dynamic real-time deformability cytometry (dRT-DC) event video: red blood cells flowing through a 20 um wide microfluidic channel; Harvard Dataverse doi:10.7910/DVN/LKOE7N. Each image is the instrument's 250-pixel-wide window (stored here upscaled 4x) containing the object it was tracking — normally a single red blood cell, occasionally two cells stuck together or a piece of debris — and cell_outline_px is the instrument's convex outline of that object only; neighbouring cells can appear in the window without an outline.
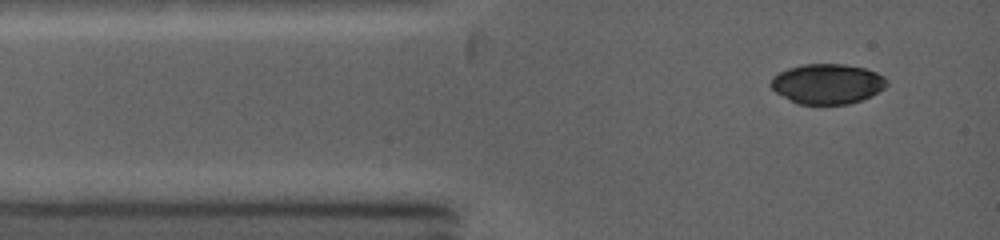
{"species": "common noctule bat (a hibernating species)", "species_latin": "Nyctalus noctula", "temperature_condition": "warm", "stored_images_in_passage": 3, "camera_frame_rate_fps": 5000, "um_per_image_px": 0.085, "animal": {"sex": "female", "body_mass_g": 19.0, "forearm_length_mm": 53.3}, "frame": {"image": 1, "passage_image": 1, "time_ms": 0.0, "image_size_px": [1000, 240], "cell_outline_px": [[888, 84], [884, 88], [872, 96], [848, 104], [796, 104], [776, 92], [768, 84], [772, 76], [788, 68], [804, 64], [844, 64], [864, 68], [876, 72], [884, 76], [888, 80]], "centroid_in_image_um": [70.32, 7.13], "position_along_channel_um": 14.7, "area_um2": 27.22}}
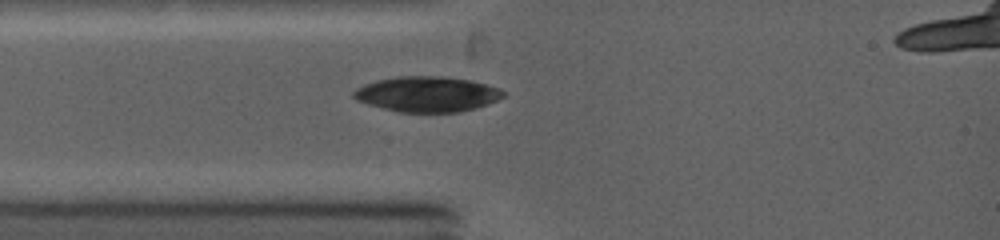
{"frame": {"image": 2, "passage_image": 3, "time_ms": 1.6, "image_size_px": [1000, 240], "cell_outline_px": [[504, 96], [488, 104], [476, 108], [456, 112], [396, 112], [368, 104], [356, 100], [352, 96], [352, 92], [356, 88], [364, 84], [376, 80], [396, 76], [444, 76], [472, 80], [500, 88], [504, 92]], "centroid_in_image_um": [36.28, 7.99], "position_along_channel_um": 48.7, "area_um2": 31.04}}